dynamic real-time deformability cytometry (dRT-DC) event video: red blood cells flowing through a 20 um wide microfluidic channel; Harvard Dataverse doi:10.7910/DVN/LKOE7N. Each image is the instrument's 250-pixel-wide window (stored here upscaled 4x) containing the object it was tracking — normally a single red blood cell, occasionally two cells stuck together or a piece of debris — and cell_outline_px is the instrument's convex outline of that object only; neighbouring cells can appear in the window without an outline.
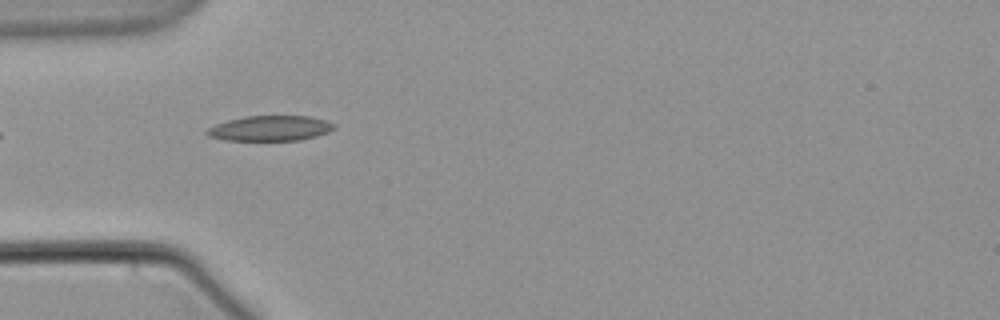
{"species": "common noctule bat (a hibernating species)", "species_latin": "Nyctalus noctula", "temperature_condition": "warm", "stored_images_in_passage": 4, "camera_frame_rate_fps": 3000, "um_per_image_px": 0.085, "animal": {"sex": "male", "body_mass_g": 21.5, "forearm_length_mm": 52.0}, "frame": {"image": 1, "passage_image": 3, "time_ms": 2.333, "image_size_px": [1000, 320], "cell_outline_px": [[336, 124], [328, 132], [316, 136], [300, 140], [228, 140], [208, 136], [204, 132], [208, 128], [216, 124], [228, 120], [244, 116], [308, 116], [324, 120]], "centroid_in_image_um": [22.94, 10.9], "position_along_channel_um": 62.1, "area_um2": 18.5}}
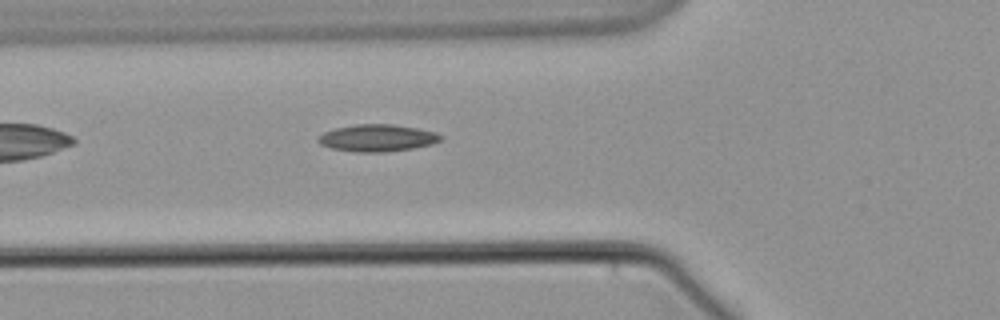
{"frame": {"image": 2, "passage_image": 4, "time_ms": 3.333, "image_size_px": [1000, 320], "cell_outline_px": [[444, 136], [440, 140], [432, 144], [412, 148], [384, 152], [356, 152], [332, 148], [320, 144], [316, 140], [324, 132], [332, 128], [356, 124], [392, 124], [416, 128], [436, 132]], "centroid_in_image_um": [32.06, 11.72], "position_along_channel_um": 93.7, "area_um2": 19.31}}